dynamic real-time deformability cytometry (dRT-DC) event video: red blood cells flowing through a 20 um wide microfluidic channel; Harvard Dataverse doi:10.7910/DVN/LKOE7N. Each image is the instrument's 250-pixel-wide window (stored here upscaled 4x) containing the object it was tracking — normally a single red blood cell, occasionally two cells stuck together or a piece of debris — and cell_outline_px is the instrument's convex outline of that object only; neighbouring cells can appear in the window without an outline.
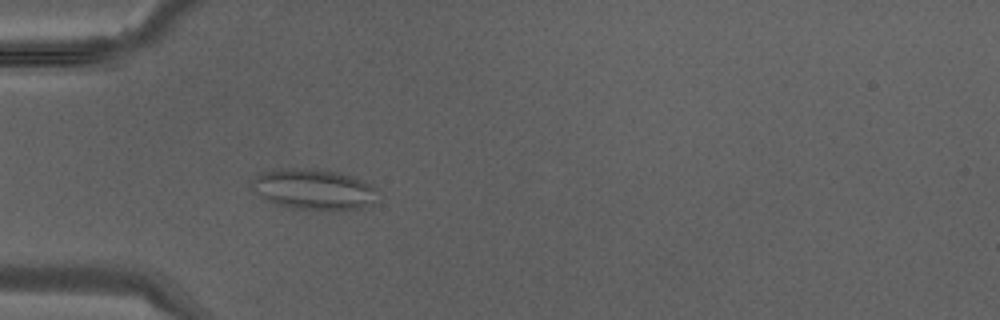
{"species": "Egyptian fruit bat (a non-hibernating species)", "species_latin": "Rousettus aegyptiacus", "temperature_condition": "warm", "stored_images_in_passage": 39, "segment_of_instrument_passage": [1, 2], "camera_frame_rate_fps": 3000, "um_per_image_px": 0.085, "animal": {"sex": "male"}, "frame": {"image": 1, "passage_image": 12, "time_ms": 3.667, "image_size_px": [1000, 320], "cell_outline_px": [[380, 192], [372, 204], [360, 208], [340, 212], [328, 212], [292, 208], [276, 204], [260, 196], [252, 188], [252, 176], [260, 172], [280, 168], [316, 168], [340, 172], [352, 176], [376, 188]], "centroid_in_image_um": [26.68, 16.11], "position_along_channel_um": 58.3, "area_um2": 30.75}}